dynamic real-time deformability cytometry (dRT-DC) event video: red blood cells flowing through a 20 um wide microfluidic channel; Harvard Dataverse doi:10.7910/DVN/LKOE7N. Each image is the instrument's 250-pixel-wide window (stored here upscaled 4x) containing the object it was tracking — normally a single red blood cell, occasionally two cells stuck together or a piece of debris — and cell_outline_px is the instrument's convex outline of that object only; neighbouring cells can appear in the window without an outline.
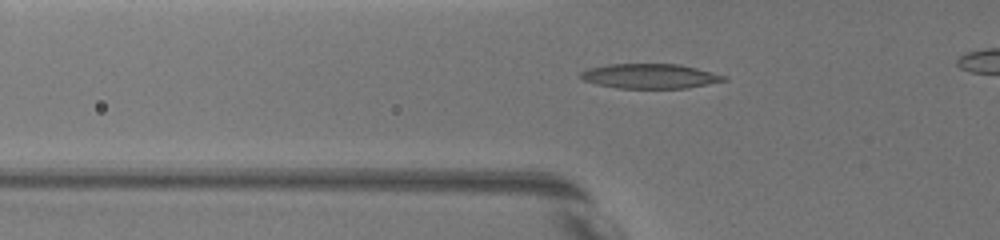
{"species": "common noctule bat (a hibernating species)", "species_latin": "Nyctalus noctula", "temperature_condition": "warm", "stored_images_in_passage": 64, "camera_frame_rate_fps": 3000, "um_per_image_px": 0.085, "animal": {"sex": "female", "body_mass_g": 19.5, "forearm_length_mm": 54.1}, "frame": {"image": 1, "passage_image": 3, "time_ms": 0.333, "image_size_px": [1000, 240], "cell_outline_px": [[728, 80], [688, 88], [616, 88], [596, 84], [584, 80], [580, 76], [580, 72], [588, 68], [608, 64], [676, 64], [696, 68], [728, 76]], "centroid_in_image_um": [55.25, 6.47], "position_along_channel_um": 70.5, "area_um2": 20.63}}
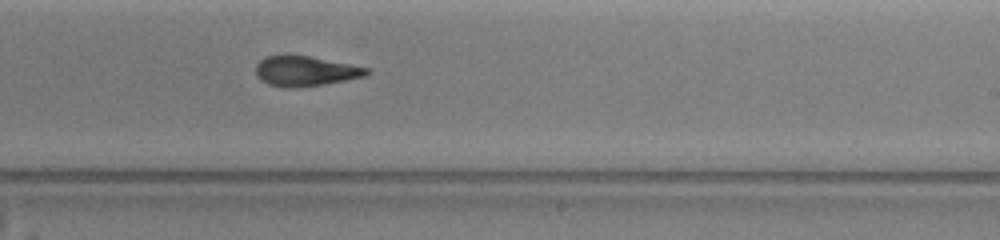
{"frame": {"image": 2, "passage_image": 39, "time_ms": 5.667, "image_size_px": [1000, 240], "cell_outline_px": [[372, 72], [364, 76], [324, 84], [296, 88], [284, 88], [268, 84], [260, 80], [256, 76], [256, 64], [264, 56], [308, 56], [368, 68]], "centroid_in_image_um": [25.91, 6.06], "position_along_channel_um": 263.1, "area_um2": 19.19}}
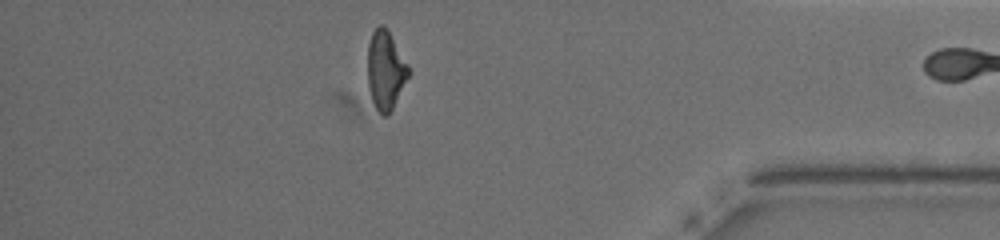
{"frame": {"image": 3, "passage_image": 62, "time_ms": 10.333, "image_size_px": [1000, 240], "cell_outline_px": [[412, 72], [388, 116], [384, 116], [376, 108], [372, 100], [368, 88], [368, 44], [372, 32], [380, 24], [388, 32], [408, 64]], "centroid_in_image_um": [32.78, 6.01], "position_along_channel_um": 402.4, "area_um2": 18.61}}